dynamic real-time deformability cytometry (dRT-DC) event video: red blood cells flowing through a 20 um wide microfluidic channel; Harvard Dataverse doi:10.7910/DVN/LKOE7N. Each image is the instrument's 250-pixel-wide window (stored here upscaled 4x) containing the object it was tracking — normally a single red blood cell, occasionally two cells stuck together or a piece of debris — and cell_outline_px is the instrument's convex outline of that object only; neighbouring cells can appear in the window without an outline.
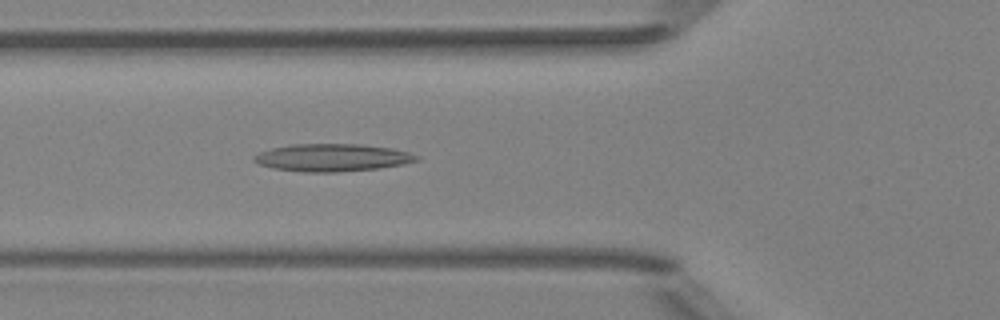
{"species": "Egyptian fruit bat (a non-hibernating species)", "species_latin": "Rousettus aegyptiacus", "temperature_condition": "room temperature", "stored_images_in_passage": 39, "camera_frame_rate_fps": 3000, "um_per_image_px": 0.085, "animal": {"sex": "female"}, "frame": {"image": 1, "passage_image": 10, "time_ms": 3.0, "image_size_px": [1000, 320], "cell_outline_px": [[420, 160], [380, 168], [336, 172], [304, 172], [272, 168], [260, 164], [252, 160], [252, 156], [260, 152], [272, 148], [292, 144], [360, 144], [392, 148], [408, 152], [420, 156]], "centroid_in_image_um": [28.23, 13.39], "position_along_channel_um": 97.6, "area_um2": 26.07}}
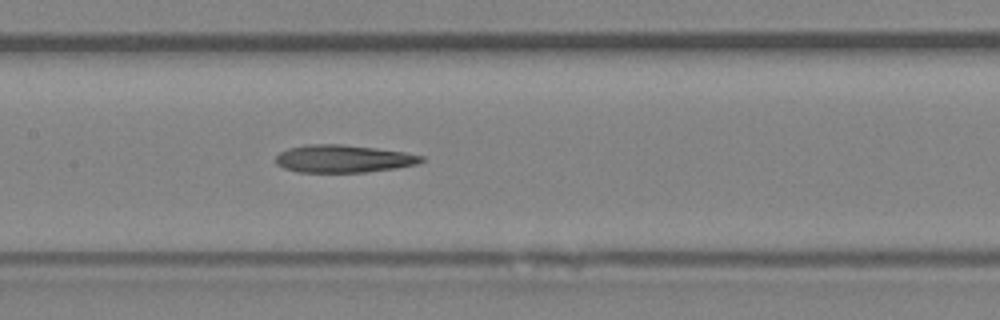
{"frame": {"image": 2, "passage_image": 16, "time_ms": 5.0, "image_size_px": [1000, 320], "cell_outline_px": [[424, 160], [416, 164], [396, 168], [364, 172], [296, 172], [284, 168], [276, 164], [276, 156], [280, 152], [288, 148], [308, 144], [340, 144], [376, 148], [404, 152], [424, 156]], "centroid_in_image_um": [29.16, 13.49], "position_along_channel_um": 178.2, "area_um2": 23.41}}
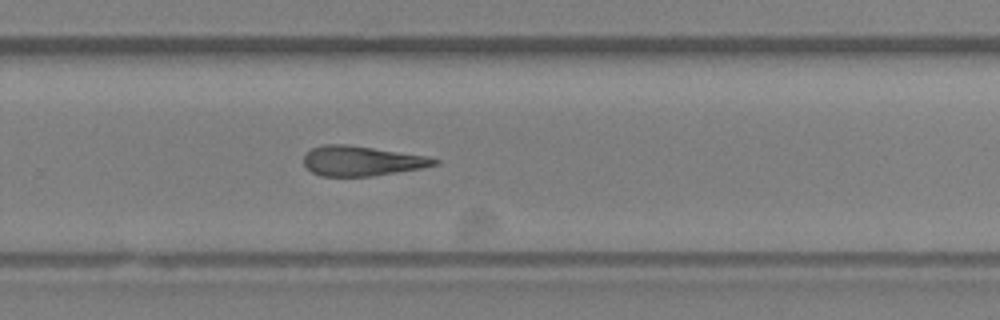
{"frame": {"image": 3, "passage_image": 25, "time_ms": 8.0, "image_size_px": [1000, 320], "cell_outline_px": [[440, 160], [436, 164], [420, 168], [372, 176], [320, 176], [312, 172], [304, 164], [304, 156], [312, 148], [324, 144], [348, 144], [428, 156]], "centroid_in_image_um": [30.73, 13.67], "position_along_channel_um": 299.1, "area_um2": 22.6}}